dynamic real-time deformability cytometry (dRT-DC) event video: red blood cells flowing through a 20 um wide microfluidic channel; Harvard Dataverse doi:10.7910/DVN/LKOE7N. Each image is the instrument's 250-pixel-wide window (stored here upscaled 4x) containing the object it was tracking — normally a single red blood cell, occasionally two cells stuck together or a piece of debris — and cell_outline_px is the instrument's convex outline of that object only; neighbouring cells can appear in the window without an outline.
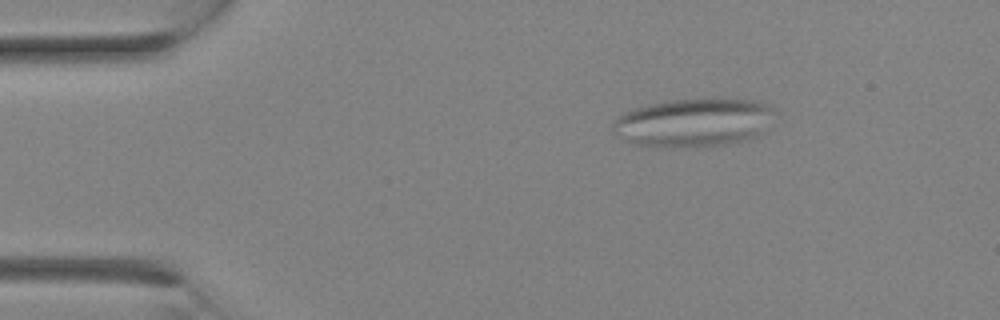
{"species": "Egyptian fruit bat (a non-hibernating species)", "species_latin": "Rousettus aegyptiacus", "temperature_condition": "room temperature", "stored_images_in_passage": 11, "camera_frame_rate_fps": 3000, "um_per_image_px": 0.085, "animal": {"sex": "female"}, "frame": {"image": 1, "passage_image": 4, "time_ms": 1.0, "image_size_px": [1000, 320], "cell_outline_px": [[772, 108], [756, 136], [748, 140], [732, 144], [704, 148], [688, 148], [636, 144], [624, 140], [612, 132], [612, 120], [624, 112], [648, 104], [668, 100], [712, 96], [716, 96], [752, 100], [764, 104]], "centroid_in_image_um": [58.85, 10.4], "position_along_channel_um": 26.1, "area_um2": 46.18}}
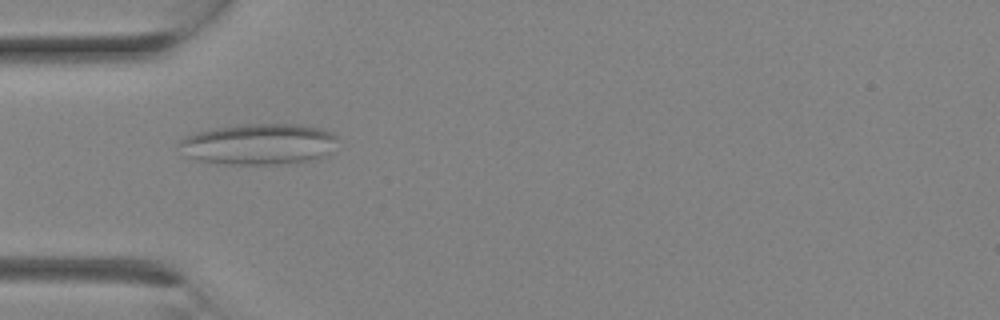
{"frame": {"image": 2, "passage_image": 8, "time_ms": 2.333, "image_size_px": [1000, 320], "cell_outline_px": [[340, 136], [332, 152], [328, 156], [316, 160], [296, 164], [228, 164], [200, 160], [192, 156], [176, 144], [184, 136], [196, 132], [212, 128], [244, 124], [300, 124], [320, 128], [332, 132]], "centroid_in_image_um": [22.13, 12.25], "position_along_channel_um": 62.9, "area_um2": 38.44}}